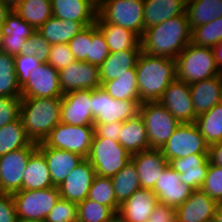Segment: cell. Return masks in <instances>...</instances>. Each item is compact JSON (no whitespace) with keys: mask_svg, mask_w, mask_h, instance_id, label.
I'll use <instances>...</instances> for the list:
<instances>
[{"mask_svg":"<svg viewBox=\"0 0 222 222\" xmlns=\"http://www.w3.org/2000/svg\"><path fill=\"white\" fill-rule=\"evenodd\" d=\"M192 30L186 12L144 30L140 37L142 52L176 60L191 43Z\"/></svg>","mask_w":222,"mask_h":222,"instance_id":"obj_1","label":"cell"},{"mask_svg":"<svg viewBox=\"0 0 222 222\" xmlns=\"http://www.w3.org/2000/svg\"><path fill=\"white\" fill-rule=\"evenodd\" d=\"M135 68L140 103L158 101L177 78L176 60L167 57L141 52Z\"/></svg>","mask_w":222,"mask_h":222,"instance_id":"obj_2","label":"cell"},{"mask_svg":"<svg viewBox=\"0 0 222 222\" xmlns=\"http://www.w3.org/2000/svg\"><path fill=\"white\" fill-rule=\"evenodd\" d=\"M61 99L62 97L22 98L20 118L33 143H42L60 123Z\"/></svg>","mask_w":222,"mask_h":222,"instance_id":"obj_3","label":"cell"},{"mask_svg":"<svg viewBox=\"0 0 222 222\" xmlns=\"http://www.w3.org/2000/svg\"><path fill=\"white\" fill-rule=\"evenodd\" d=\"M177 79L189 85L221 75L211 47L188 44L176 58Z\"/></svg>","mask_w":222,"mask_h":222,"instance_id":"obj_4","label":"cell"},{"mask_svg":"<svg viewBox=\"0 0 222 222\" xmlns=\"http://www.w3.org/2000/svg\"><path fill=\"white\" fill-rule=\"evenodd\" d=\"M96 22L116 24L134 32H144V0H100Z\"/></svg>","mask_w":222,"mask_h":222,"instance_id":"obj_5","label":"cell"},{"mask_svg":"<svg viewBox=\"0 0 222 222\" xmlns=\"http://www.w3.org/2000/svg\"><path fill=\"white\" fill-rule=\"evenodd\" d=\"M86 159L96 175L111 178L131 160V155L118 141L93 137Z\"/></svg>","mask_w":222,"mask_h":222,"instance_id":"obj_6","label":"cell"},{"mask_svg":"<svg viewBox=\"0 0 222 222\" xmlns=\"http://www.w3.org/2000/svg\"><path fill=\"white\" fill-rule=\"evenodd\" d=\"M17 219L25 221H45L60 199L57 186L38 190H20L12 194Z\"/></svg>","mask_w":222,"mask_h":222,"instance_id":"obj_7","label":"cell"},{"mask_svg":"<svg viewBox=\"0 0 222 222\" xmlns=\"http://www.w3.org/2000/svg\"><path fill=\"white\" fill-rule=\"evenodd\" d=\"M140 104V100L114 99L102 86L91 90L94 124L124 122L139 113Z\"/></svg>","mask_w":222,"mask_h":222,"instance_id":"obj_8","label":"cell"},{"mask_svg":"<svg viewBox=\"0 0 222 222\" xmlns=\"http://www.w3.org/2000/svg\"><path fill=\"white\" fill-rule=\"evenodd\" d=\"M139 114L147 130L149 148L161 149L180 125L158 101L141 103Z\"/></svg>","mask_w":222,"mask_h":222,"instance_id":"obj_9","label":"cell"},{"mask_svg":"<svg viewBox=\"0 0 222 222\" xmlns=\"http://www.w3.org/2000/svg\"><path fill=\"white\" fill-rule=\"evenodd\" d=\"M93 136L94 126H73L60 122L37 147L66 150L86 159Z\"/></svg>","mask_w":222,"mask_h":222,"instance_id":"obj_10","label":"cell"},{"mask_svg":"<svg viewBox=\"0 0 222 222\" xmlns=\"http://www.w3.org/2000/svg\"><path fill=\"white\" fill-rule=\"evenodd\" d=\"M208 150L209 145L195 122L180 123L173 135L161 148L163 156L168 162L193 154H208Z\"/></svg>","mask_w":222,"mask_h":222,"instance_id":"obj_11","label":"cell"},{"mask_svg":"<svg viewBox=\"0 0 222 222\" xmlns=\"http://www.w3.org/2000/svg\"><path fill=\"white\" fill-rule=\"evenodd\" d=\"M37 144L0 156V193L13 194L23 190L24 170Z\"/></svg>","mask_w":222,"mask_h":222,"instance_id":"obj_12","label":"cell"},{"mask_svg":"<svg viewBox=\"0 0 222 222\" xmlns=\"http://www.w3.org/2000/svg\"><path fill=\"white\" fill-rule=\"evenodd\" d=\"M63 95L59 71L48 63L32 70L28 81L21 87L22 98H56Z\"/></svg>","mask_w":222,"mask_h":222,"instance_id":"obj_13","label":"cell"},{"mask_svg":"<svg viewBox=\"0 0 222 222\" xmlns=\"http://www.w3.org/2000/svg\"><path fill=\"white\" fill-rule=\"evenodd\" d=\"M158 102L180 123H193L196 121L197 115L188 83L176 78L169 84Z\"/></svg>","mask_w":222,"mask_h":222,"instance_id":"obj_14","label":"cell"},{"mask_svg":"<svg viewBox=\"0 0 222 222\" xmlns=\"http://www.w3.org/2000/svg\"><path fill=\"white\" fill-rule=\"evenodd\" d=\"M63 94L78 90H93L101 86L99 67L86 61H75L59 70Z\"/></svg>","mask_w":222,"mask_h":222,"instance_id":"obj_15","label":"cell"},{"mask_svg":"<svg viewBox=\"0 0 222 222\" xmlns=\"http://www.w3.org/2000/svg\"><path fill=\"white\" fill-rule=\"evenodd\" d=\"M60 122L73 126H94L91 90H78L62 96Z\"/></svg>","mask_w":222,"mask_h":222,"instance_id":"obj_16","label":"cell"},{"mask_svg":"<svg viewBox=\"0 0 222 222\" xmlns=\"http://www.w3.org/2000/svg\"><path fill=\"white\" fill-rule=\"evenodd\" d=\"M95 175L94 167L87 159H83L58 187L60 197L76 204L84 201L88 197Z\"/></svg>","mask_w":222,"mask_h":222,"instance_id":"obj_17","label":"cell"},{"mask_svg":"<svg viewBox=\"0 0 222 222\" xmlns=\"http://www.w3.org/2000/svg\"><path fill=\"white\" fill-rule=\"evenodd\" d=\"M152 191L158 202L177 208L189 198L193 189L181 182L179 173L168 166L160 174Z\"/></svg>","mask_w":222,"mask_h":222,"instance_id":"obj_18","label":"cell"},{"mask_svg":"<svg viewBox=\"0 0 222 222\" xmlns=\"http://www.w3.org/2000/svg\"><path fill=\"white\" fill-rule=\"evenodd\" d=\"M142 189H154L160 174L169 166L161 149L150 148L131 155Z\"/></svg>","mask_w":222,"mask_h":222,"instance_id":"obj_19","label":"cell"},{"mask_svg":"<svg viewBox=\"0 0 222 222\" xmlns=\"http://www.w3.org/2000/svg\"><path fill=\"white\" fill-rule=\"evenodd\" d=\"M169 166L179 173L181 182L193 190L200 189L206 179L209 167L208 154H193L168 162Z\"/></svg>","mask_w":222,"mask_h":222,"instance_id":"obj_20","label":"cell"},{"mask_svg":"<svg viewBox=\"0 0 222 222\" xmlns=\"http://www.w3.org/2000/svg\"><path fill=\"white\" fill-rule=\"evenodd\" d=\"M141 49H128L110 52L99 66L101 86L110 80L117 79L123 74H136L137 60Z\"/></svg>","mask_w":222,"mask_h":222,"instance_id":"obj_21","label":"cell"},{"mask_svg":"<svg viewBox=\"0 0 222 222\" xmlns=\"http://www.w3.org/2000/svg\"><path fill=\"white\" fill-rule=\"evenodd\" d=\"M217 204L201 189L193 190L189 198L176 208L177 222H203L213 218Z\"/></svg>","mask_w":222,"mask_h":222,"instance_id":"obj_22","label":"cell"},{"mask_svg":"<svg viewBox=\"0 0 222 222\" xmlns=\"http://www.w3.org/2000/svg\"><path fill=\"white\" fill-rule=\"evenodd\" d=\"M44 155L54 186L59 187L84 159L82 156L52 147H37Z\"/></svg>","mask_w":222,"mask_h":222,"instance_id":"obj_23","label":"cell"},{"mask_svg":"<svg viewBox=\"0 0 222 222\" xmlns=\"http://www.w3.org/2000/svg\"><path fill=\"white\" fill-rule=\"evenodd\" d=\"M157 203V196L151 189L141 188L120 204L118 215L128 222H144Z\"/></svg>","mask_w":222,"mask_h":222,"instance_id":"obj_24","label":"cell"},{"mask_svg":"<svg viewBox=\"0 0 222 222\" xmlns=\"http://www.w3.org/2000/svg\"><path fill=\"white\" fill-rule=\"evenodd\" d=\"M53 16L76 22H96L98 3L95 0H51Z\"/></svg>","mask_w":222,"mask_h":222,"instance_id":"obj_25","label":"cell"},{"mask_svg":"<svg viewBox=\"0 0 222 222\" xmlns=\"http://www.w3.org/2000/svg\"><path fill=\"white\" fill-rule=\"evenodd\" d=\"M190 91L196 115L208 112L221 103V75L191 84Z\"/></svg>","mask_w":222,"mask_h":222,"instance_id":"obj_26","label":"cell"},{"mask_svg":"<svg viewBox=\"0 0 222 222\" xmlns=\"http://www.w3.org/2000/svg\"><path fill=\"white\" fill-rule=\"evenodd\" d=\"M95 22H76L51 16L37 31L52 45L68 43L72 38Z\"/></svg>","mask_w":222,"mask_h":222,"instance_id":"obj_27","label":"cell"},{"mask_svg":"<svg viewBox=\"0 0 222 222\" xmlns=\"http://www.w3.org/2000/svg\"><path fill=\"white\" fill-rule=\"evenodd\" d=\"M186 0H144V30L184 14Z\"/></svg>","mask_w":222,"mask_h":222,"instance_id":"obj_28","label":"cell"},{"mask_svg":"<svg viewBox=\"0 0 222 222\" xmlns=\"http://www.w3.org/2000/svg\"><path fill=\"white\" fill-rule=\"evenodd\" d=\"M118 142L130 155L150 149L147 130L139 113L123 122Z\"/></svg>","mask_w":222,"mask_h":222,"instance_id":"obj_29","label":"cell"},{"mask_svg":"<svg viewBox=\"0 0 222 222\" xmlns=\"http://www.w3.org/2000/svg\"><path fill=\"white\" fill-rule=\"evenodd\" d=\"M53 182L44 155L36 149L24 170L23 190H38L53 187Z\"/></svg>","mask_w":222,"mask_h":222,"instance_id":"obj_30","label":"cell"},{"mask_svg":"<svg viewBox=\"0 0 222 222\" xmlns=\"http://www.w3.org/2000/svg\"><path fill=\"white\" fill-rule=\"evenodd\" d=\"M105 36L110 52L141 49L140 38L132 31L116 24L95 22Z\"/></svg>","mask_w":222,"mask_h":222,"instance_id":"obj_31","label":"cell"},{"mask_svg":"<svg viewBox=\"0 0 222 222\" xmlns=\"http://www.w3.org/2000/svg\"><path fill=\"white\" fill-rule=\"evenodd\" d=\"M191 30L222 16V0H186L185 10Z\"/></svg>","mask_w":222,"mask_h":222,"instance_id":"obj_32","label":"cell"},{"mask_svg":"<svg viewBox=\"0 0 222 222\" xmlns=\"http://www.w3.org/2000/svg\"><path fill=\"white\" fill-rule=\"evenodd\" d=\"M13 11L35 30L53 16L51 0H23Z\"/></svg>","mask_w":222,"mask_h":222,"instance_id":"obj_33","label":"cell"},{"mask_svg":"<svg viewBox=\"0 0 222 222\" xmlns=\"http://www.w3.org/2000/svg\"><path fill=\"white\" fill-rule=\"evenodd\" d=\"M32 143L20 117L0 128V156L28 147Z\"/></svg>","mask_w":222,"mask_h":222,"instance_id":"obj_34","label":"cell"},{"mask_svg":"<svg viewBox=\"0 0 222 222\" xmlns=\"http://www.w3.org/2000/svg\"><path fill=\"white\" fill-rule=\"evenodd\" d=\"M111 180L119 204L141 189L138 173L132 160L111 177Z\"/></svg>","mask_w":222,"mask_h":222,"instance_id":"obj_35","label":"cell"},{"mask_svg":"<svg viewBox=\"0 0 222 222\" xmlns=\"http://www.w3.org/2000/svg\"><path fill=\"white\" fill-rule=\"evenodd\" d=\"M195 123L208 145L222 141V103L197 116Z\"/></svg>","mask_w":222,"mask_h":222,"instance_id":"obj_36","label":"cell"},{"mask_svg":"<svg viewBox=\"0 0 222 222\" xmlns=\"http://www.w3.org/2000/svg\"><path fill=\"white\" fill-rule=\"evenodd\" d=\"M0 97H21L14 56L0 51Z\"/></svg>","mask_w":222,"mask_h":222,"instance_id":"obj_37","label":"cell"},{"mask_svg":"<svg viewBox=\"0 0 222 222\" xmlns=\"http://www.w3.org/2000/svg\"><path fill=\"white\" fill-rule=\"evenodd\" d=\"M102 87L118 100H140L137 87V74H123L117 79L105 82Z\"/></svg>","mask_w":222,"mask_h":222,"instance_id":"obj_38","label":"cell"},{"mask_svg":"<svg viewBox=\"0 0 222 222\" xmlns=\"http://www.w3.org/2000/svg\"><path fill=\"white\" fill-rule=\"evenodd\" d=\"M87 198L110 207L116 214L119 212L120 204L116 200L111 178L95 175Z\"/></svg>","mask_w":222,"mask_h":222,"instance_id":"obj_39","label":"cell"},{"mask_svg":"<svg viewBox=\"0 0 222 222\" xmlns=\"http://www.w3.org/2000/svg\"><path fill=\"white\" fill-rule=\"evenodd\" d=\"M220 42H222V16L192 29L191 43L196 46L214 48Z\"/></svg>","mask_w":222,"mask_h":222,"instance_id":"obj_40","label":"cell"},{"mask_svg":"<svg viewBox=\"0 0 222 222\" xmlns=\"http://www.w3.org/2000/svg\"><path fill=\"white\" fill-rule=\"evenodd\" d=\"M77 222H109L116 213L108 206L86 198L77 204Z\"/></svg>","mask_w":222,"mask_h":222,"instance_id":"obj_41","label":"cell"},{"mask_svg":"<svg viewBox=\"0 0 222 222\" xmlns=\"http://www.w3.org/2000/svg\"><path fill=\"white\" fill-rule=\"evenodd\" d=\"M110 54L109 47L102 31L92 24V42H89V63L98 67Z\"/></svg>","mask_w":222,"mask_h":222,"instance_id":"obj_42","label":"cell"},{"mask_svg":"<svg viewBox=\"0 0 222 222\" xmlns=\"http://www.w3.org/2000/svg\"><path fill=\"white\" fill-rule=\"evenodd\" d=\"M51 44L36 30L25 42L19 55L36 56L42 63H47Z\"/></svg>","mask_w":222,"mask_h":222,"instance_id":"obj_43","label":"cell"},{"mask_svg":"<svg viewBox=\"0 0 222 222\" xmlns=\"http://www.w3.org/2000/svg\"><path fill=\"white\" fill-rule=\"evenodd\" d=\"M200 189L217 203H222V167L209 162L206 179Z\"/></svg>","mask_w":222,"mask_h":222,"instance_id":"obj_44","label":"cell"},{"mask_svg":"<svg viewBox=\"0 0 222 222\" xmlns=\"http://www.w3.org/2000/svg\"><path fill=\"white\" fill-rule=\"evenodd\" d=\"M36 30L26 23L16 12L11 10L7 15L5 22L0 26L1 36L12 34L23 35L28 39Z\"/></svg>","mask_w":222,"mask_h":222,"instance_id":"obj_45","label":"cell"},{"mask_svg":"<svg viewBox=\"0 0 222 222\" xmlns=\"http://www.w3.org/2000/svg\"><path fill=\"white\" fill-rule=\"evenodd\" d=\"M77 204L60 197L45 222H77Z\"/></svg>","mask_w":222,"mask_h":222,"instance_id":"obj_46","label":"cell"},{"mask_svg":"<svg viewBox=\"0 0 222 222\" xmlns=\"http://www.w3.org/2000/svg\"><path fill=\"white\" fill-rule=\"evenodd\" d=\"M89 42H92V25L87 26L68 42L75 60L89 63Z\"/></svg>","mask_w":222,"mask_h":222,"instance_id":"obj_47","label":"cell"},{"mask_svg":"<svg viewBox=\"0 0 222 222\" xmlns=\"http://www.w3.org/2000/svg\"><path fill=\"white\" fill-rule=\"evenodd\" d=\"M14 60L17 82L20 87L28 81L30 72L42 64L36 56L32 55H16Z\"/></svg>","mask_w":222,"mask_h":222,"instance_id":"obj_48","label":"cell"},{"mask_svg":"<svg viewBox=\"0 0 222 222\" xmlns=\"http://www.w3.org/2000/svg\"><path fill=\"white\" fill-rule=\"evenodd\" d=\"M75 58L70 51L68 43L52 44L47 63L56 70H60L75 62Z\"/></svg>","mask_w":222,"mask_h":222,"instance_id":"obj_49","label":"cell"},{"mask_svg":"<svg viewBox=\"0 0 222 222\" xmlns=\"http://www.w3.org/2000/svg\"><path fill=\"white\" fill-rule=\"evenodd\" d=\"M22 97H0V128L20 117Z\"/></svg>","mask_w":222,"mask_h":222,"instance_id":"obj_50","label":"cell"},{"mask_svg":"<svg viewBox=\"0 0 222 222\" xmlns=\"http://www.w3.org/2000/svg\"><path fill=\"white\" fill-rule=\"evenodd\" d=\"M144 222H177L176 208L158 202L149 219Z\"/></svg>","mask_w":222,"mask_h":222,"instance_id":"obj_51","label":"cell"},{"mask_svg":"<svg viewBox=\"0 0 222 222\" xmlns=\"http://www.w3.org/2000/svg\"><path fill=\"white\" fill-rule=\"evenodd\" d=\"M27 39L23 35L12 34L9 36H1L0 51L16 56L21 52L24 42Z\"/></svg>","mask_w":222,"mask_h":222,"instance_id":"obj_52","label":"cell"},{"mask_svg":"<svg viewBox=\"0 0 222 222\" xmlns=\"http://www.w3.org/2000/svg\"><path fill=\"white\" fill-rule=\"evenodd\" d=\"M17 214L12 194L0 193V222H16Z\"/></svg>","mask_w":222,"mask_h":222,"instance_id":"obj_53","label":"cell"},{"mask_svg":"<svg viewBox=\"0 0 222 222\" xmlns=\"http://www.w3.org/2000/svg\"><path fill=\"white\" fill-rule=\"evenodd\" d=\"M123 122L94 124V136L118 141Z\"/></svg>","mask_w":222,"mask_h":222,"instance_id":"obj_54","label":"cell"},{"mask_svg":"<svg viewBox=\"0 0 222 222\" xmlns=\"http://www.w3.org/2000/svg\"><path fill=\"white\" fill-rule=\"evenodd\" d=\"M208 158L211 164L222 167V141L209 145Z\"/></svg>","mask_w":222,"mask_h":222,"instance_id":"obj_55","label":"cell"},{"mask_svg":"<svg viewBox=\"0 0 222 222\" xmlns=\"http://www.w3.org/2000/svg\"><path fill=\"white\" fill-rule=\"evenodd\" d=\"M214 57L216 59V64L218 69L222 73V42L218 43L214 48Z\"/></svg>","mask_w":222,"mask_h":222,"instance_id":"obj_56","label":"cell"},{"mask_svg":"<svg viewBox=\"0 0 222 222\" xmlns=\"http://www.w3.org/2000/svg\"><path fill=\"white\" fill-rule=\"evenodd\" d=\"M11 12V9L0 0V26L5 22L7 15Z\"/></svg>","mask_w":222,"mask_h":222,"instance_id":"obj_57","label":"cell"},{"mask_svg":"<svg viewBox=\"0 0 222 222\" xmlns=\"http://www.w3.org/2000/svg\"><path fill=\"white\" fill-rule=\"evenodd\" d=\"M214 218L216 222H222V203L217 204Z\"/></svg>","mask_w":222,"mask_h":222,"instance_id":"obj_58","label":"cell"},{"mask_svg":"<svg viewBox=\"0 0 222 222\" xmlns=\"http://www.w3.org/2000/svg\"><path fill=\"white\" fill-rule=\"evenodd\" d=\"M23 0H2L11 10H14Z\"/></svg>","mask_w":222,"mask_h":222,"instance_id":"obj_59","label":"cell"},{"mask_svg":"<svg viewBox=\"0 0 222 222\" xmlns=\"http://www.w3.org/2000/svg\"><path fill=\"white\" fill-rule=\"evenodd\" d=\"M116 222H128V221L124 220L122 217L116 214Z\"/></svg>","mask_w":222,"mask_h":222,"instance_id":"obj_60","label":"cell"},{"mask_svg":"<svg viewBox=\"0 0 222 222\" xmlns=\"http://www.w3.org/2000/svg\"><path fill=\"white\" fill-rule=\"evenodd\" d=\"M16 222H45V221H25V220L17 219Z\"/></svg>","mask_w":222,"mask_h":222,"instance_id":"obj_61","label":"cell"},{"mask_svg":"<svg viewBox=\"0 0 222 222\" xmlns=\"http://www.w3.org/2000/svg\"><path fill=\"white\" fill-rule=\"evenodd\" d=\"M203 222H216L215 218H210V219H207V220H204Z\"/></svg>","mask_w":222,"mask_h":222,"instance_id":"obj_62","label":"cell"},{"mask_svg":"<svg viewBox=\"0 0 222 222\" xmlns=\"http://www.w3.org/2000/svg\"><path fill=\"white\" fill-rule=\"evenodd\" d=\"M109 222H116V215L113 217V219Z\"/></svg>","mask_w":222,"mask_h":222,"instance_id":"obj_63","label":"cell"},{"mask_svg":"<svg viewBox=\"0 0 222 222\" xmlns=\"http://www.w3.org/2000/svg\"><path fill=\"white\" fill-rule=\"evenodd\" d=\"M221 90H222V73H221ZM221 103H222V97H221Z\"/></svg>","mask_w":222,"mask_h":222,"instance_id":"obj_64","label":"cell"}]
</instances>
